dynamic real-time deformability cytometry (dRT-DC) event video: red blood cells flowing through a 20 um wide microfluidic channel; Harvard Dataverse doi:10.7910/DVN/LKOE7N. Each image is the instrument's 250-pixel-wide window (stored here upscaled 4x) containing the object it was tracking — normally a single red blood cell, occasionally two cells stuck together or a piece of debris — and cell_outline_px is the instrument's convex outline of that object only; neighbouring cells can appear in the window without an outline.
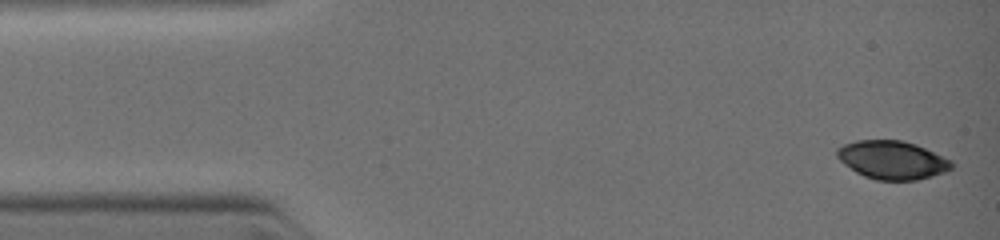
{"species": "common noctule bat (a hibernating species)", "species_latin": "Nyctalus noctula", "temperature_condition": "warm", "stored_images_in_passage": 7, "camera_frame_rate_fps": 3000, "um_per_image_px": 0.085, "animal": {"sex": "female", "body_mass_g": 19.0, "forearm_length_mm": 51.5}, "frame": {"image": 1, "passage_image": 1, "time_ms": 0.0, "image_size_px": [1000, 240], "cell_outline_px": [[952, 168], [944, 172], [932, 176], [916, 180], [876, 180], [864, 176], [856, 172], [844, 164], [836, 156], [836, 148], [844, 144], [856, 140], [904, 140], [916, 144], [952, 160]], "centroid_in_image_um": [75.82, 13.59], "position_along_channel_um": 9.2, "area_um2": 25.66}}
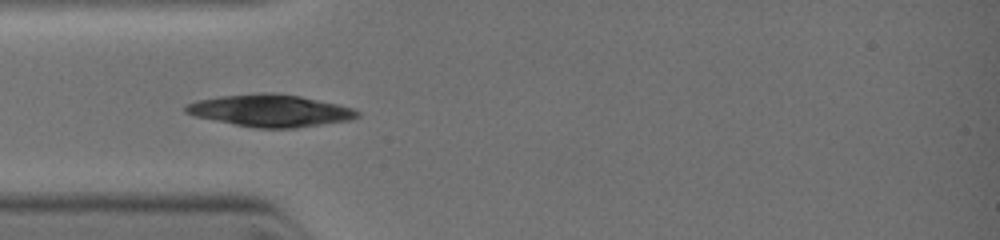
{"frame": {"image": 2, "passage_image": 6, "time_ms": 3.0, "image_size_px": [1000, 240], "cell_outline_px": [[360, 116], [348, 120], [296, 128], [256, 128], [196, 116], [184, 112], [184, 108], [188, 104], [196, 100], [220, 96], [268, 92], [272, 92], [300, 96], [340, 104], [352, 108], [360, 112]], "centroid_in_image_um": [23.0, 9.39], "position_along_channel_um": 62.0, "area_um2": 31.91}}